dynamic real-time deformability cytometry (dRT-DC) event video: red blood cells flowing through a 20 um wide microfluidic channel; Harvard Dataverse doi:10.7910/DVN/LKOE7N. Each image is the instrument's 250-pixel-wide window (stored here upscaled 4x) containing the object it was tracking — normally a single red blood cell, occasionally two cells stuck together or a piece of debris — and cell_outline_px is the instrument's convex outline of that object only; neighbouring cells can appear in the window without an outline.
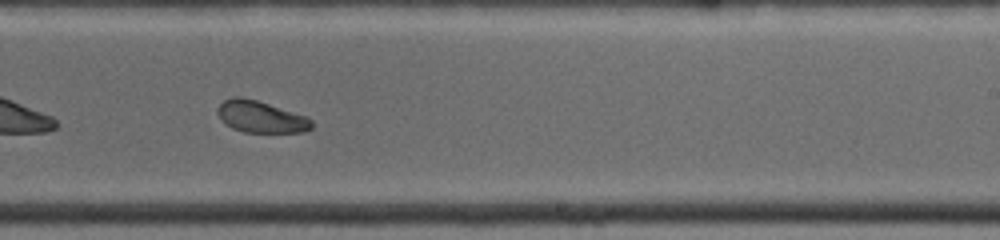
{"species": "common noctule bat (a hibernating species)", "species_latin": "Nyctalus noctula", "temperature_condition": "warm", "stored_images_in_passage": 43, "camera_frame_rate_fps": 4500, "um_per_image_px": 0.085, "animal": {"sex": "female", "body_mass_g": 19.0, "forearm_length_mm": 53.3}, "frame": {"image": 1, "passage_image": 24, "time_ms": 5.333, "image_size_px": [1000, 240], "cell_outline_px": [[312, 128], [304, 132], [244, 132], [232, 128], [224, 124], [220, 120], [216, 112], [216, 108], [224, 100], [232, 96], [240, 96], [256, 100], [308, 116], [312, 120]], "centroid_in_image_um": [22.14, 9.92], "position_along_channel_um": 266.9, "area_um2": 17.63}}